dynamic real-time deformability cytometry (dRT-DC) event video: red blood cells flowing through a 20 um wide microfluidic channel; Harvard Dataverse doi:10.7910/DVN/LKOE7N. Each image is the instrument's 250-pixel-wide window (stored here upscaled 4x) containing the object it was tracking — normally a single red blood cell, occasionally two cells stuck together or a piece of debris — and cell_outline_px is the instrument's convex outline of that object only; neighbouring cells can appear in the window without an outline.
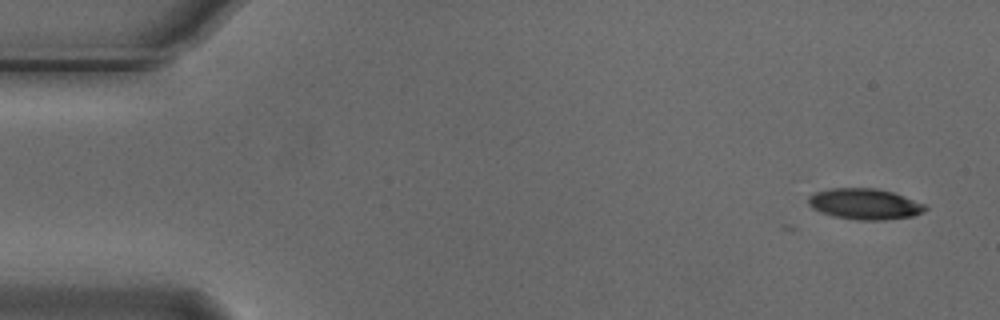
{"species": "Egyptian fruit bat (a non-hibernating species)", "species_latin": "Rousettus aegyptiacus", "temperature_condition": "cold", "stored_images_in_passage": 4, "camera_frame_rate_fps": 3000, "um_per_image_px": 0.085, "animal": {"sex": "male"}, "frame": {"image": 1, "passage_image": 1, "time_ms": 0.0, "image_size_px": [1000, 320], "cell_outline_px": [[928, 208], [924, 212], [912, 216], [884, 220], [856, 220], [832, 216], [820, 212], [812, 208], [808, 204], [808, 196], [816, 192], [832, 188], [876, 188], [892, 192], [924, 204]], "centroid_in_image_um": [73.47, 17.35], "position_along_channel_um": 11.5, "area_um2": 21.04}}